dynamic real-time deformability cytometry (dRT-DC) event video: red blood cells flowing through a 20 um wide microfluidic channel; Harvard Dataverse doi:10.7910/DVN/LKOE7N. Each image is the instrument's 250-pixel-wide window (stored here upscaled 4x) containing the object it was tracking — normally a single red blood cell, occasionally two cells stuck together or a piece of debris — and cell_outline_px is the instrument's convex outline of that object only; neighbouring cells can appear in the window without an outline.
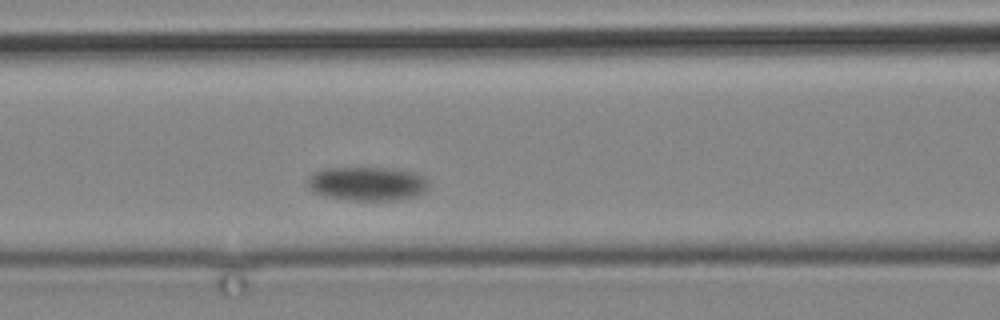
{"species": "common noctule bat (a hibernating species)", "species_latin": "Nyctalus noctula", "temperature_condition": "cold", "stored_images_in_passage": 4, "camera_frame_rate_fps": 3000, "um_per_image_px": 0.085, "animal": {"sex": "male", "body_mass_g": 19.2, "forearm_length_mm": 51.8}, "frame": {"image": 1, "passage_image": 4, "time_ms": 4.667, "image_size_px": [1000, 320], "cell_outline_px": [[428, 188], [420, 196], [400, 200], [352, 200], [324, 196], [312, 192], [308, 188], [308, 176], [312, 172], [324, 168], [392, 168], [420, 172], [428, 180]], "centroid_in_image_um": [31.26, 15.61], "position_along_channel_um": 135.3, "area_um2": 24.57}}